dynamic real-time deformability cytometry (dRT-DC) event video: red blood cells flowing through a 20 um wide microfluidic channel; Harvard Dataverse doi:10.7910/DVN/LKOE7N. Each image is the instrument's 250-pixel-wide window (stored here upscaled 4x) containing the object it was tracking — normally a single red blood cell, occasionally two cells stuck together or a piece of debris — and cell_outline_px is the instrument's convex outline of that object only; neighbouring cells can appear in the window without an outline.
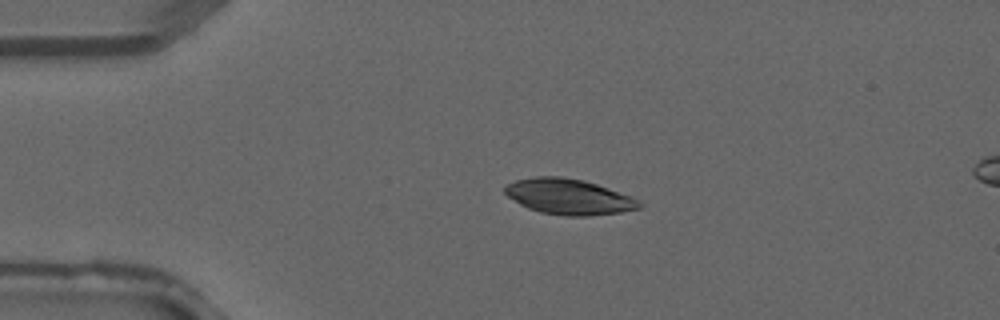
{"species": "common noctule bat (a hibernating species)", "species_latin": "Nyctalus noctula", "temperature_condition": "warm", "stored_images_in_passage": 2, "camera_frame_rate_fps": 3000, "um_per_image_px": 0.085, "animal": {"sex": "male", "forearm_length_mm": 52.5}, "frame": {"image": 1, "passage_image": 1, "time_ms": 0.0, "image_size_px": [1000, 320], "cell_outline_px": [[644, 204], [640, 208], [620, 212], [588, 216], [564, 216], [540, 212], [528, 208], [520, 204], [508, 196], [504, 192], [504, 188], [508, 184], [516, 180], [536, 176], [560, 176], [584, 180], [608, 188], [640, 200]], "centroid_in_image_um": [48.35, 16.72], "position_along_channel_um": 36.6, "area_um2": 27.8}}